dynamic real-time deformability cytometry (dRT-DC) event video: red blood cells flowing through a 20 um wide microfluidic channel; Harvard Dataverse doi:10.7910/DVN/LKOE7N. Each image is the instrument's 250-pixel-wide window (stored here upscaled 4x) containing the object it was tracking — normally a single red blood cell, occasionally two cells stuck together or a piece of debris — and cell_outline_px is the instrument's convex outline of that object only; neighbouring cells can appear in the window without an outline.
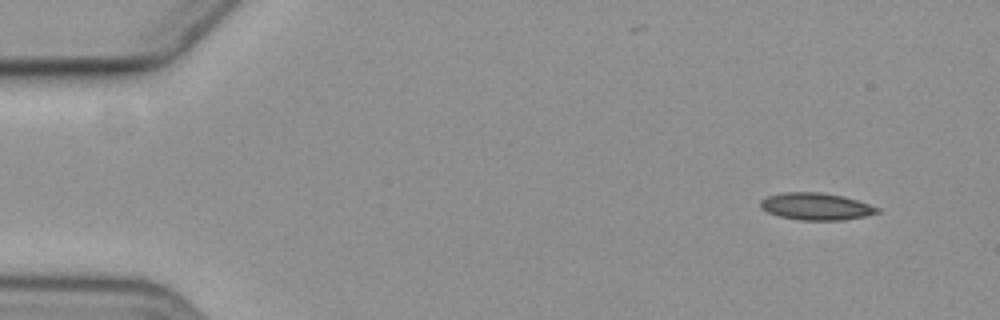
{"species": "common noctule bat (a hibernating species)", "species_latin": "Nyctalus noctula", "temperature_condition": "cold", "stored_images_in_passage": 5, "camera_frame_rate_fps": 3000, "um_per_image_px": 0.085, "animal": {"sex": "female", "body_mass_g": 19.3, "forearm_length_mm": 54.1}, "frame": {"image": 1, "passage_image": 1, "time_ms": 0.0, "image_size_px": [1000, 320], "cell_outline_px": [[880, 212], [864, 216], [844, 220], [800, 220], [780, 216], [768, 212], [760, 208], [760, 200], [768, 196], [784, 192], [820, 192], [844, 196], [880, 208]], "centroid_in_image_um": [69.35, 17.54], "position_along_channel_um": 15.6, "area_um2": 18.38}}
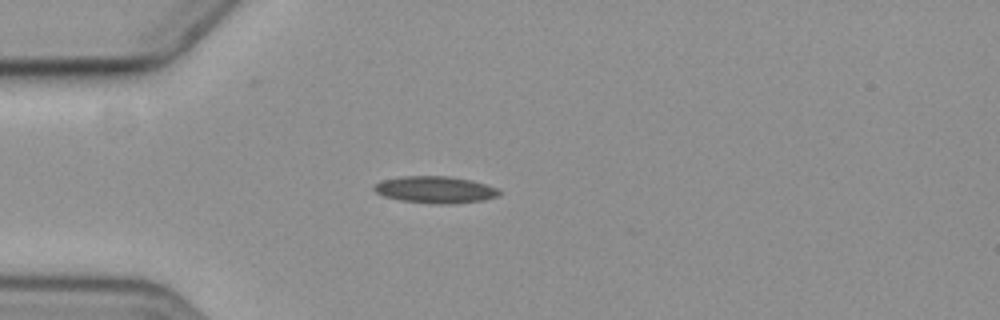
{"frame": {"image": 2, "passage_image": 4, "time_ms": 3.667, "image_size_px": [1000, 320], "cell_outline_px": [[500, 192], [496, 196], [480, 200], [452, 204], [432, 204], [400, 200], [384, 196], [376, 192], [372, 188], [376, 184], [384, 180], [404, 176], [448, 176], [472, 180], [496, 188]], "centroid_in_image_um": [36.96, 16.12], "position_along_channel_um": 48.0, "area_um2": 19.31}}